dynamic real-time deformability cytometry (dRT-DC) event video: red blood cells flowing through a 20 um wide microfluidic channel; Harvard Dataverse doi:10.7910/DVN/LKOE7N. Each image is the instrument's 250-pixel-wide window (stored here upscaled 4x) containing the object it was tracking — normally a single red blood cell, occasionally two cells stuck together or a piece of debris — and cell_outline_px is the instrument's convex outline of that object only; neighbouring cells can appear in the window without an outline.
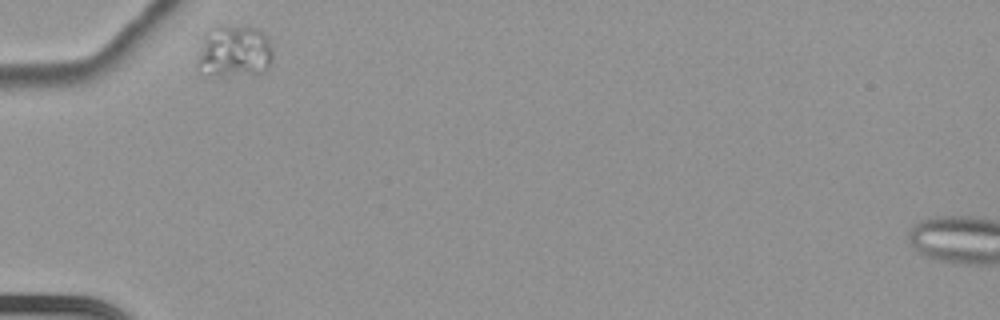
{"species": "common noctule bat (a hibernating species)", "species_latin": "Nyctalus noctula", "temperature_condition": "cold", "stored_images_in_passage": 36, "camera_frame_rate_fps": 3000, "um_per_image_px": 0.085, "animal": {"sex": "female", "body_mass_g": 22.7, "forearm_length_mm": 54.2}, "frame": {"image": 1, "passage_image": 1, "time_ms": 0.0, "image_size_px": [1000, 320], "cell_outline_px": [[272, 60], [268, 68], [264, 72], [256, 76], [220, 76], [208, 72], [196, 64], [196, 60], [208, 40], [220, 24], [256, 28], [268, 40], [272, 48]], "centroid_in_image_um": [20.06, 4.44], "position_along_channel_um": 64.9, "area_um2": 22.14}}
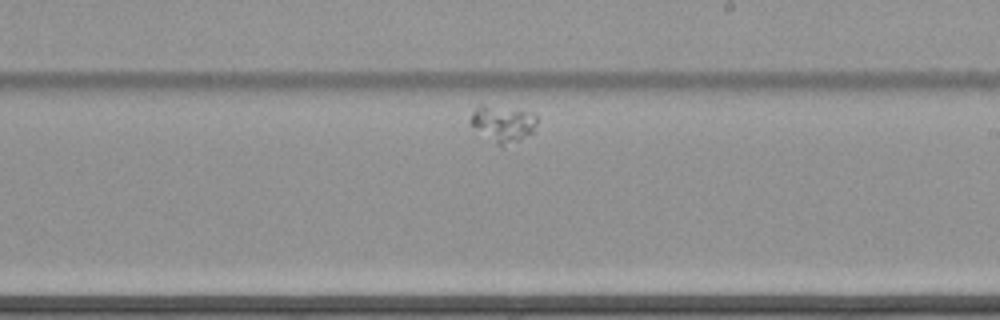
{"frame": {"image": 2, "passage_image": 21, "time_ms": 6.667, "image_size_px": [1000, 320], "cell_outline_px": [[536, 124], [532, 132], [516, 140], [500, 144], [496, 144], [468, 124], [468, 120], [472, 112], [480, 104], [484, 104], [532, 112], [536, 116]], "centroid_in_image_um": [42.67, 10.45], "position_along_channel_um": 246.3, "area_um2": 13.76}}
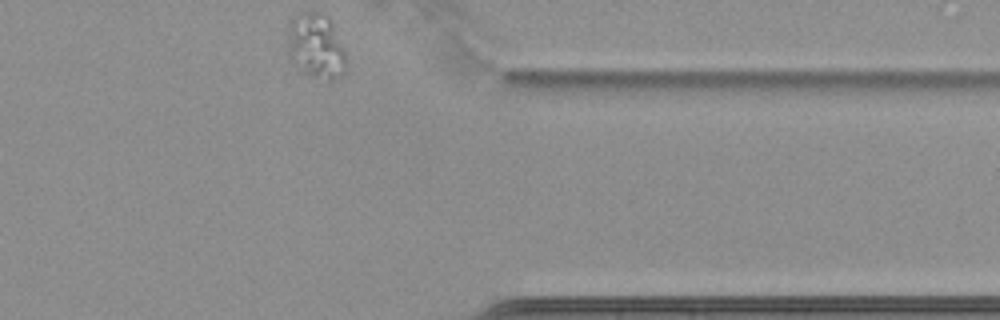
{"frame": {"image": 3, "passage_image": 36, "time_ms": 11.667, "image_size_px": [1000, 320], "cell_outline_px": [[344, 72], [340, 76], [328, 84], [312, 76], [288, 52], [288, 24], [292, 16], [300, 12], [324, 12], [328, 16], [332, 24], [344, 52]], "centroid_in_image_um": [26.87, 3.88], "position_along_channel_um": 384.5, "area_um2": 21.68}}